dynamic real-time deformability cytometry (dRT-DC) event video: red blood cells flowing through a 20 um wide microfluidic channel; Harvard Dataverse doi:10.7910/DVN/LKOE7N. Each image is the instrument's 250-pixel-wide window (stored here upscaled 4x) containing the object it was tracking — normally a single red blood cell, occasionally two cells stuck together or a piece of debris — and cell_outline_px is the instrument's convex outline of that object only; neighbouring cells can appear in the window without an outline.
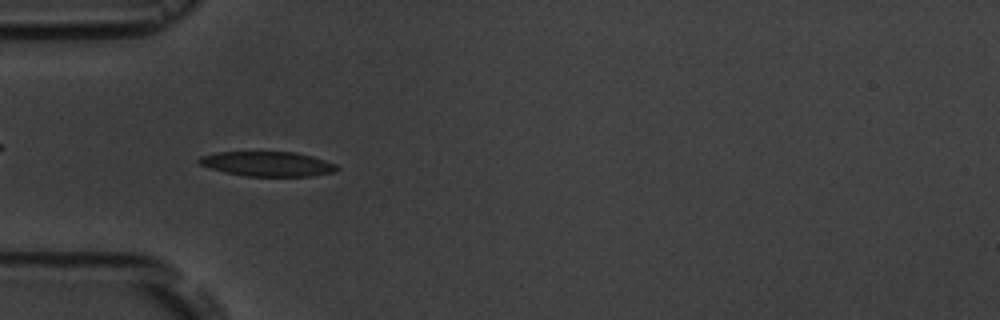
{"species": "common noctule bat (a hibernating species)", "species_latin": "Nyctalus noctula", "temperature_condition": "room temperature", "stored_images_in_passage": 6, "camera_frame_rate_fps": 3000, "um_per_image_px": 0.085, "animal": {"sex": "male", "body_mass_g": 19.5, "forearm_length_mm": 54.6}, "frame": {"image": 1, "passage_image": 5, "time_ms": 5.0, "image_size_px": [1000, 320], "cell_outline_px": [[340, 168], [336, 172], [312, 176], [244, 176], [224, 172], [200, 164], [196, 160], [200, 156], [220, 152], [296, 152], [312, 156], [336, 164]], "centroid_in_image_um": [22.77, 13.93], "position_along_channel_um": 62.2, "area_um2": 19.88}}
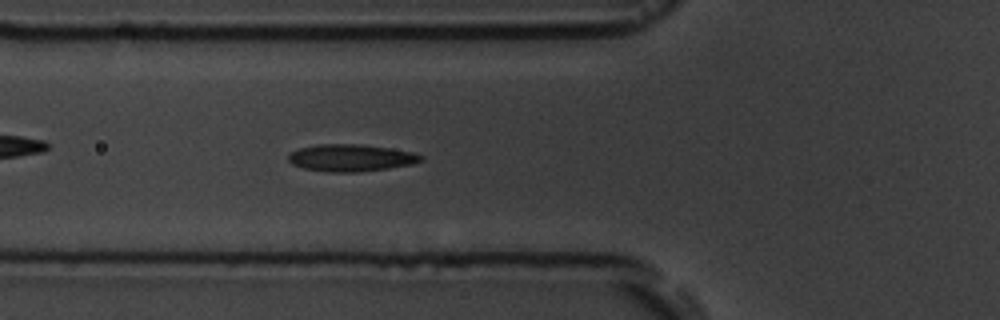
{"frame": {"image": 2, "passage_image": 6, "time_ms": 6.0, "image_size_px": [1000, 320], "cell_outline_px": [[424, 160], [412, 164], [388, 168], [356, 172], [328, 172], [304, 168], [292, 164], [288, 160], [288, 156], [292, 152], [300, 148], [316, 144], [360, 144], [388, 148], [412, 152], [424, 156]], "centroid_in_image_um": [29.83, 13.41], "position_along_channel_um": 96.0, "area_um2": 20.81}}